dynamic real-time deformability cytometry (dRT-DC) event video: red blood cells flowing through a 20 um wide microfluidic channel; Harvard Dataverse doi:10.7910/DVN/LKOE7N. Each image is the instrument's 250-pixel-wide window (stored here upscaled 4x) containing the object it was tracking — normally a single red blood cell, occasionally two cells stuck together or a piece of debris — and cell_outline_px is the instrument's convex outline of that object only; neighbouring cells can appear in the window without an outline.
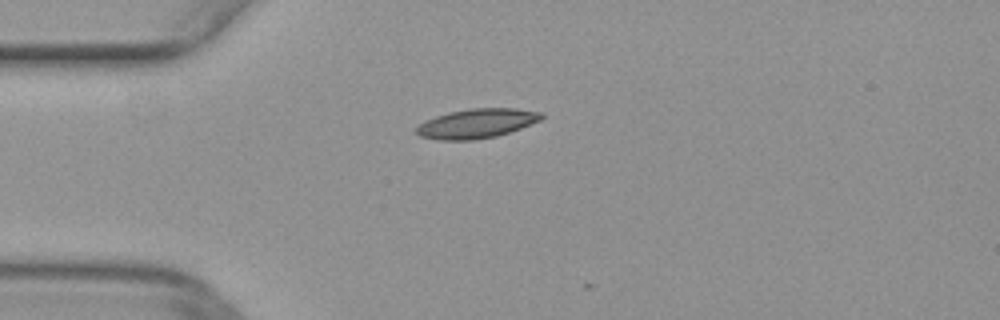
{"species": "common noctule bat (a hibernating species)", "species_latin": "Nyctalus noctula", "temperature_condition": "warm", "stored_images_in_passage": 3, "camera_frame_rate_fps": 3000, "um_per_image_px": 0.085, "animal": {"sex": "female", "body_mass_g": 29.2, "forearm_length_mm": 56.3}, "frame": {"image": 1, "passage_image": 1, "time_ms": 0.0, "image_size_px": [1000, 320], "cell_outline_px": [[544, 116], [540, 120], [520, 128], [496, 136], [472, 140], [436, 140], [420, 136], [416, 132], [416, 128], [424, 120], [448, 112], [468, 108], [516, 108], [544, 112]], "centroid_in_image_um": [40.51, 10.48], "position_along_channel_um": 44.5, "area_um2": 21.5}}